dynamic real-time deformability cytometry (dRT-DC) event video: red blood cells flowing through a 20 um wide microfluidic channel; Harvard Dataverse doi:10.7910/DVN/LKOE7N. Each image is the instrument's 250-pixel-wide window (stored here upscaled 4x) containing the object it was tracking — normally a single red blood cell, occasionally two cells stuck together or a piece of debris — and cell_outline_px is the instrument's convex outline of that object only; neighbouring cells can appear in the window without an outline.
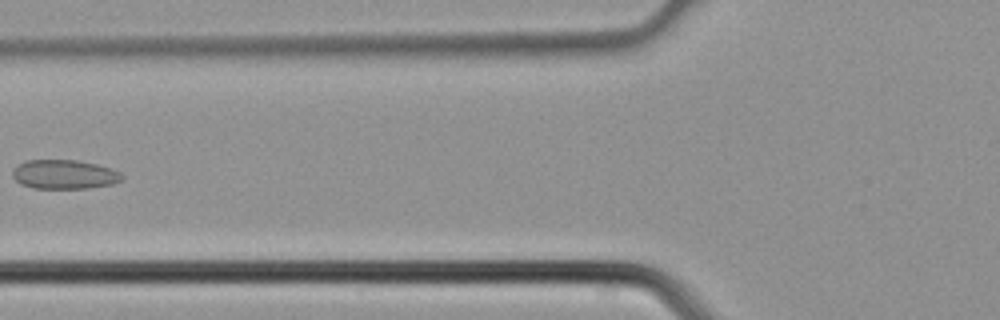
{"species": "common noctule bat (a hibernating species)", "species_latin": "Nyctalus noctula", "temperature_condition": "cold", "stored_images_in_passage": 4, "camera_frame_rate_fps": 3000, "um_per_image_px": 0.085, "animal": {"sex": "male", "body_mass_g": 21.5, "forearm_length_mm": 52.0}, "frame": {"image": 1, "passage_image": 4, "time_ms": 1.0, "image_size_px": [1000, 320], "cell_outline_px": [[124, 176], [120, 180], [112, 184], [88, 188], [32, 188], [20, 184], [12, 176], [12, 172], [20, 164], [28, 160], [76, 160], [96, 164], [112, 168], [120, 172]], "centroid_in_image_um": [5.48, 14.83], "position_along_channel_um": 120.3, "area_um2": 18.5}}